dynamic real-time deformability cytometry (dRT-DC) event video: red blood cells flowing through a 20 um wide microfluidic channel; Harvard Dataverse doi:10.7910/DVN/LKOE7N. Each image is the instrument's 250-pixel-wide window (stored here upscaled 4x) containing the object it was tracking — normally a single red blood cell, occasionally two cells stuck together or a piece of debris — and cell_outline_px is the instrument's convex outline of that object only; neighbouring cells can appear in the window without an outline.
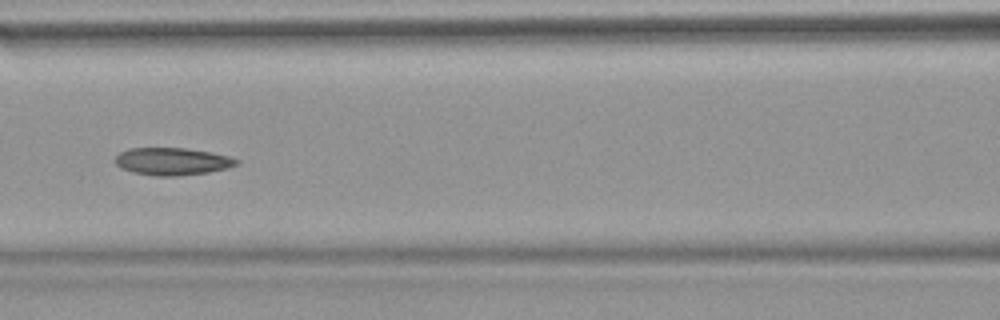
{"species": "common noctule bat (a hibernating species)", "species_latin": "Nyctalus noctula", "temperature_condition": "warm", "stored_images_in_passage": 42, "camera_frame_rate_fps": 3000, "um_per_image_px": 0.085, "animal": {"sex": "female", "body_mass_g": 18.4}, "frame": {"image": 1, "passage_image": 19, "time_ms": 6.0, "image_size_px": [1000, 320], "cell_outline_px": [[240, 164], [228, 168], [208, 172], [176, 176], [156, 176], [132, 172], [120, 168], [112, 160], [120, 152], [128, 148], [184, 148], [208, 152], [228, 156], [240, 160]], "centroid_in_image_um": [14.61, 13.72], "position_along_channel_um": 152.0, "area_um2": 19.48}, "authors_computed_cell_mechanics": {"area_um2": 20.519, "velocity_mm_per_s": 3.8035, "shape_relaxation_time_tau1_ms": null, "shape_relaxation_time_tau2_ms": 9.7187, "deformation_change_tau1": null, "deformation_change_tau2": 0.1809}}